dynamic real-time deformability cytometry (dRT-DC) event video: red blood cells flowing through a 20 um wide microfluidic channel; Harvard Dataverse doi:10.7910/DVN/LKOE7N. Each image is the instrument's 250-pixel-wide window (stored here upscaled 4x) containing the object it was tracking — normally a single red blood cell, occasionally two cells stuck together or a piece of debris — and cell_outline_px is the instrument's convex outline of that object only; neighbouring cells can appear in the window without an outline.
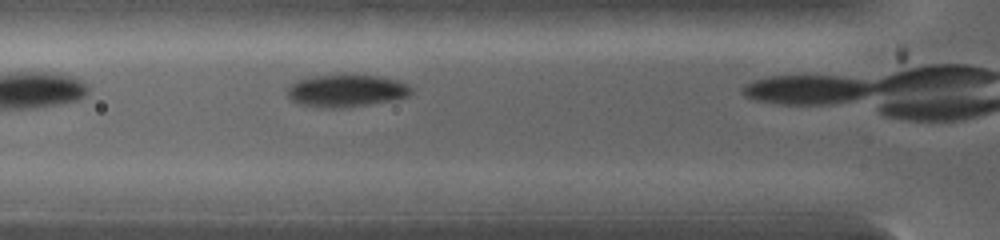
{"species": "common noctule bat (a hibernating species)", "species_latin": "Nyctalus noctula", "temperature_condition": "warm", "stored_images_in_passage": 6, "camera_frame_rate_fps": 5000, "um_per_image_px": 0.085, "animal": {"sex": "female", "body_mass_g": 19.0, "forearm_length_mm": 53.3}, "frame": {"image": 1, "passage_image": 5, "time_ms": 0.8, "image_size_px": [1000, 240], "cell_outline_px": [[412, 92], [408, 96], [392, 100], [368, 104], [340, 108], [324, 108], [296, 104], [288, 96], [288, 88], [292, 84], [300, 80], [316, 76], [376, 76], [396, 80], [412, 88]], "centroid_in_image_um": [29.41, 7.74], "position_along_channel_um": 96.4, "area_um2": 22.72}}